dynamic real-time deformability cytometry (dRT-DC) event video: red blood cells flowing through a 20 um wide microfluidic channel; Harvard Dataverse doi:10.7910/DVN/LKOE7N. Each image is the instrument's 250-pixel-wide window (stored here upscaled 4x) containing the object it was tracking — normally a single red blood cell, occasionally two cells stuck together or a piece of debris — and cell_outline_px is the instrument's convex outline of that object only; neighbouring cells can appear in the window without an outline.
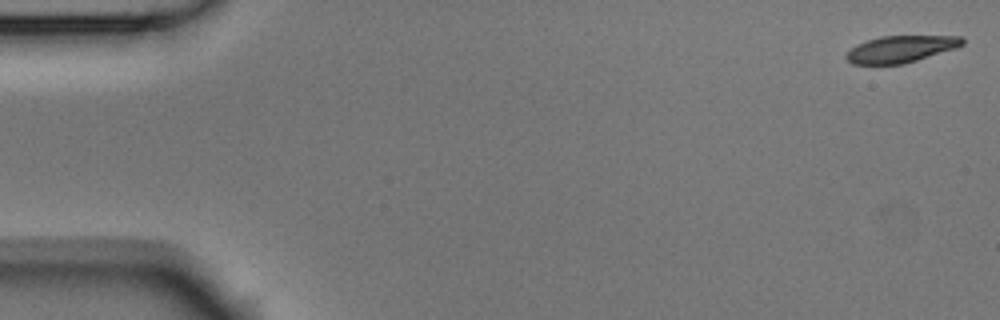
{"species": "Egyptian fruit bat (a non-hibernating species)", "species_latin": "Rousettus aegyptiacus", "temperature_condition": "room temperature", "stored_images_in_passage": 13, "camera_frame_rate_fps": 3000, "um_per_image_px": 0.085, "animal": {"sex": "male"}, "frame": {"image": 1, "passage_image": 1, "time_ms": 0.0, "image_size_px": [1000, 320], "cell_outline_px": [[964, 44], [956, 48], [904, 64], [852, 64], [844, 56], [856, 44], [880, 36], [964, 36]], "centroid_in_image_um": [76.58, 4.17], "position_along_channel_um": 8.4, "area_um2": 18.09}}